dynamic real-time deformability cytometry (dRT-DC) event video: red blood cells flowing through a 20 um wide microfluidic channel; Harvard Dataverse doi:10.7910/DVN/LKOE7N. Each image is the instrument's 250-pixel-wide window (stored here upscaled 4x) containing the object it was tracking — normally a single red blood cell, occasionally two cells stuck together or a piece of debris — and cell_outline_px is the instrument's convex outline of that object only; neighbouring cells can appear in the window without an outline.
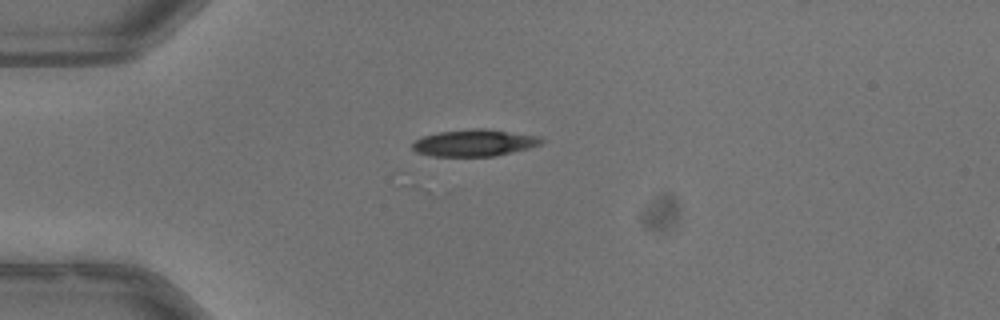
{"species": "common noctule bat (a hibernating species)", "species_latin": "Nyctalus noctula", "temperature_condition": "warm", "stored_images_in_passage": 24, "camera_frame_rate_fps": 3000, "um_per_image_px": 0.085, "animal": {"sex": "male", "body_mass_g": 13.3}, "frame": {"image": 1, "passage_image": 1, "time_ms": 0.0, "image_size_px": [1000, 320], "cell_outline_px": [[544, 140], [540, 144], [528, 148], [512, 152], [492, 156], [432, 156], [416, 152], [412, 148], [412, 144], [416, 140], [424, 136], [440, 132], [472, 128], [484, 128], [540, 136]], "centroid_in_image_um": [40.32, 12.14], "position_along_channel_um": 44.7, "area_um2": 20.0}}
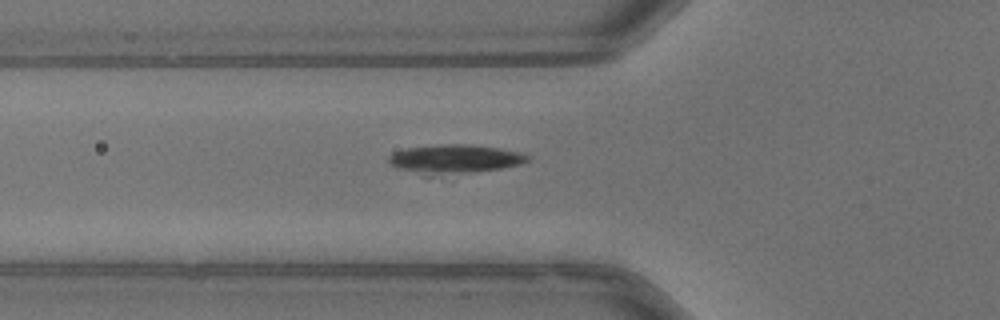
{"frame": {"image": 2, "passage_image": 6, "time_ms": 1.667, "image_size_px": [1000, 320], "cell_outline_px": [[532, 160], [520, 164], [500, 168], [432, 176], [424, 176], [388, 164], [388, 156], [392, 152], [404, 148], [436, 144], [472, 144], [500, 148], [524, 152], [532, 156]], "centroid_in_image_um": [38.64, 13.5], "position_along_channel_um": 87.2, "area_um2": 23.81}}
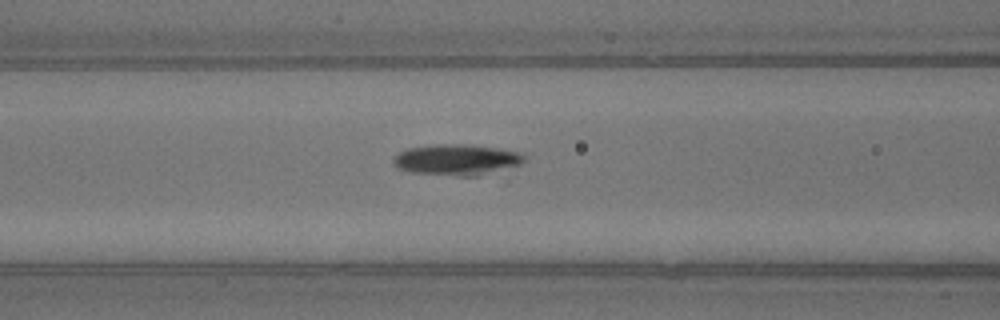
{"frame": {"image": 3, "passage_image": 9, "time_ms": 2.667, "image_size_px": [1000, 320], "cell_outline_px": [[524, 160], [520, 164], [508, 168], [476, 176], [456, 176], [412, 172], [396, 168], [392, 164], [392, 160], [400, 152], [408, 148], [432, 144], [468, 144], [500, 148], [524, 152]], "centroid_in_image_um": [38.82, 13.56], "position_along_channel_um": 127.8, "area_um2": 23.81}}